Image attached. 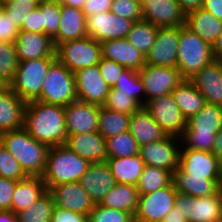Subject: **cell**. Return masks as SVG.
<instances>
[{
	"label": "cell",
	"mask_w": 222,
	"mask_h": 222,
	"mask_svg": "<svg viewBox=\"0 0 222 222\" xmlns=\"http://www.w3.org/2000/svg\"><path fill=\"white\" fill-rule=\"evenodd\" d=\"M23 128L35 140L49 147L64 145L67 140L65 107L38 100L27 102Z\"/></svg>",
	"instance_id": "obj_1"
},
{
	"label": "cell",
	"mask_w": 222,
	"mask_h": 222,
	"mask_svg": "<svg viewBox=\"0 0 222 222\" xmlns=\"http://www.w3.org/2000/svg\"><path fill=\"white\" fill-rule=\"evenodd\" d=\"M3 146L19 162L29 176H42L46 168L49 146L31 137L21 129L1 133Z\"/></svg>",
	"instance_id": "obj_2"
},
{
	"label": "cell",
	"mask_w": 222,
	"mask_h": 222,
	"mask_svg": "<svg viewBox=\"0 0 222 222\" xmlns=\"http://www.w3.org/2000/svg\"><path fill=\"white\" fill-rule=\"evenodd\" d=\"M222 128V106L206 103L187 120L181 140V149H196L212 153L216 134Z\"/></svg>",
	"instance_id": "obj_3"
},
{
	"label": "cell",
	"mask_w": 222,
	"mask_h": 222,
	"mask_svg": "<svg viewBox=\"0 0 222 222\" xmlns=\"http://www.w3.org/2000/svg\"><path fill=\"white\" fill-rule=\"evenodd\" d=\"M90 163L71 151L65 144L49 147L42 179L49 190L63 183L76 182L87 171Z\"/></svg>",
	"instance_id": "obj_4"
},
{
	"label": "cell",
	"mask_w": 222,
	"mask_h": 222,
	"mask_svg": "<svg viewBox=\"0 0 222 222\" xmlns=\"http://www.w3.org/2000/svg\"><path fill=\"white\" fill-rule=\"evenodd\" d=\"M214 60L212 46L185 26H180L176 68L184 80H190Z\"/></svg>",
	"instance_id": "obj_5"
},
{
	"label": "cell",
	"mask_w": 222,
	"mask_h": 222,
	"mask_svg": "<svg viewBox=\"0 0 222 222\" xmlns=\"http://www.w3.org/2000/svg\"><path fill=\"white\" fill-rule=\"evenodd\" d=\"M55 60L56 57H42L19 62L9 88L26 103L37 100L42 91L43 80Z\"/></svg>",
	"instance_id": "obj_6"
},
{
	"label": "cell",
	"mask_w": 222,
	"mask_h": 222,
	"mask_svg": "<svg viewBox=\"0 0 222 222\" xmlns=\"http://www.w3.org/2000/svg\"><path fill=\"white\" fill-rule=\"evenodd\" d=\"M77 99L74 73L56 59L48 69L37 100L65 107Z\"/></svg>",
	"instance_id": "obj_7"
},
{
	"label": "cell",
	"mask_w": 222,
	"mask_h": 222,
	"mask_svg": "<svg viewBox=\"0 0 222 222\" xmlns=\"http://www.w3.org/2000/svg\"><path fill=\"white\" fill-rule=\"evenodd\" d=\"M55 54L56 59L73 73L98 65L102 58L100 42L89 36L57 45Z\"/></svg>",
	"instance_id": "obj_8"
},
{
	"label": "cell",
	"mask_w": 222,
	"mask_h": 222,
	"mask_svg": "<svg viewBox=\"0 0 222 222\" xmlns=\"http://www.w3.org/2000/svg\"><path fill=\"white\" fill-rule=\"evenodd\" d=\"M174 208L179 210L188 222L222 218V188L216 194L206 197H192L177 192Z\"/></svg>",
	"instance_id": "obj_9"
},
{
	"label": "cell",
	"mask_w": 222,
	"mask_h": 222,
	"mask_svg": "<svg viewBox=\"0 0 222 222\" xmlns=\"http://www.w3.org/2000/svg\"><path fill=\"white\" fill-rule=\"evenodd\" d=\"M144 107L166 136L176 138L182 136L187 120L180 111L172 94L151 99Z\"/></svg>",
	"instance_id": "obj_10"
},
{
	"label": "cell",
	"mask_w": 222,
	"mask_h": 222,
	"mask_svg": "<svg viewBox=\"0 0 222 222\" xmlns=\"http://www.w3.org/2000/svg\"><path fill=\"white\" fill-rule=\"evenodd\" d=\"M177 191L173 183L154 192L139 195L134 222H157L164 220L174 207Z\"/></svg>",
	"instance_id": "obj_11"
},
{
	"label": "cell",
	"mask_w": 222,
	"mask_h": 222,
	"mask_svg": "<svg viewBox=\"0 0 222 222\" xmlns=\"http://www.w3.org/2000/svg\"><path fill=\"white\" fill-rule=\"evenodd\" d=\"M180 151V138L171 136H166L160 141H153L140 147V155L145 165L160 167L172 173L179 167Z\"/></svg>",
	"instance_id": "obj_12"
},
{
	"label": "cell",
	"mask_w": 222,
	"mask_h": 222,
	"mask_svg": "<svg viewBox=\"0 0 222 222\" xmlns=\"http://www.w3.org/2000/svg\"><path fill=\"white\" fill-rule=\"evenodd\" d=\"M139 74L144 84L146 103L156 97L171 94L184 80L176 67H156L145 64Z\"/></svg>",
	"instance_id": "obj_13"
},
{
	"label": "cell",
	"mask_w": 222,
	"mask_h": 222,
	"mask_svg": "<svg viewBox=\"0 0 222 222\" xmlns=\"http://www.w3.org/2000/svg\"><path fill=\"white\" fill-rule=\"evenodd\" d=\"M87 34L98 42L126 38L133 21L111 11L87 17Z\"/></svg>",
	"instance_id": "obj_14"
},
{
	"label": "cell",
	"mask_w": 222,
	"mask_h": 222,
	"mask_svg": "<svg viewBox=\"0 0 222 222\" xmlns=\"http://www.w3.org/2000/svg\"><path fill=\"white\" fill-rule=\"evenodd\" d=\"M180 27L159 28L155 43L145 56V64L156 67H176Z\"/></svg>",
	"instance_id": "obj_15"
},
{
	"label": "cell",
	"mask_w": 222,
	"mask_h": 222,
	"mask_svg": "<svg viewBox=\"0 0 222 222\" xmlns=\"http://www.w3.org/2000/svg\"><path fill=\"white\" fill-rule=\"evenodd\" d=\"M78 100L103 106L110 87L100 73L98 65L74 73Z\"/></svg>",
	"instance_id": "obj_16"
},
{
	"label": "cell",
	"mask_w": 222,
	"mask_h": 222,
	"mask_svg": "<svg viewBox=\"0 0 222 222\" xmlns=\"http://www.w3.org/2000/svg\"><path fill=\"white\" fill-rule=\"evenodd\" d=\"M179 168L190 176L222 179V162L210 152L181 149Z\"/></svg>",
	"instance_id": "obj_17"
},
{
	"label": "cell",
	"mask_w": 222,
	"mask_h": 222,
	"mask_svg": "<svg viewBox=\"0 0 222 222\" xmlns=\"http://www.w3.org/2000/svg\"><path fill=\"white\" fill-rule=\"evenodd\" d=\"M142 15L158 28L184 26L186 17L177 0H148L142 4Z\"/></svg>",
	"instance_id": "obj_18"
},
{
	"label": "cell",
	"mask_w": 222,
	"mask_h": 222,
	"mask_svg": "<svg viewBox=\"0 0 222 222\" xmlns=\"http://www.w3.org/2000/svg\"><path fill=\"white\" fill-rule=\"evenodd\" d=\"M48 191L56 207L88 215L95 206L94 201L79 181L59 184Z\"/></svg>",
	"instance_id": "obj_19"
},
{
	"label": "cell",
	"mask_w": 222,
	"mask_h": 222,
	"mask_svg": "<svg viewBox=\"0 0 222 222\" xmlns=\"http://www.w3.org/2000/svg\"><path fill=\"white\" fill-rule=\"evenodd\" d=\"M99 106L80 100L65 106L66 133L76 135L98 132Z\"/></svg>",
	"instance_id": "obj_20"
},
{
	"label": "cell",
	"mask_w": 222,
	"mask_h": 222,
	"mask_svg": "<svg viewBox=\"0 0 222 222\" xmlns=\"http://www.w3.org/2000/svg\"><path fill=\"white\" fill-rule=\"evenodd\" d=\"M15 48L19 62L42 57H56L53 39L44 33L19 31L15 40Z\"/></svg>",
	"instance_id": "obj_21"
},
{
	"label": "cell",
	"mask_w": 222,
	"mask_h": 222,
	"mask_svg": "<svg viewBox=\"0 0 222 222\" xmlns=\"http://www.w3.org/2000/svg\"><path fill=\"white\" fill-rule=\"evenodd\" d=\"M100 44L104 59L114 61L126 69L137 72L145 65V56L126 38L106 40Z\"/></svg>",
	"instance_id": "obj_22"
},
{
	"label": "cell",
	"mask_w": 222,
	"mask_h": 222,
	"mask_svg": "<svg viewBox=\"0 0 222 222\" xmlns=\"http://www.w3.org/2000/svg\"><path fill=\"white\" fill-rule=\"evenodd\" d=\"M190 81L205 97L206 103L222 106V61L214 59Z\"/></svg>",
	"instance_id": "obj_23"
},
{
	"label": "cell",
	"mask_w": 222,
	"mask_h": 222,
	"mask_svg": "<svg viewBox=\"0 0 222 222\" xmlns=\"http://www.w3.org/2000/svg\"><path fill=\"white\" fill-rule=\"evenodd\" d=\"M65 145L89 163L107 161L106 141L99 132L69 135Z\"/></svg>",
	"instance_id": "obj_24"
},
{
	"label": "cell",
	"mask_w": 222,
	"mask_h": 222,
	"mask_svg": "<svg viewBox=\"0 0 222 222\" xmlns=\"http://www.w3.org/2000/svg\"><path fill=\"white\" fill-rule=\"evenodd\" d=\"M79 182L95 204L116 185L107 162L90 163Z\"/></svg>",
	"instance_id": "obj_25"
},
{
	"label": "cell",
	"mask_w": 222,
	"mask_h": 222,
	"mask_svg": "<svg viewBox=\"0 0 222 222\" xmlns=\"http://www.w3.org/2000/svg\"><path fill=\"white\" fill-rule=\"evenodd\" d=\"M86 22L87 17L82 9L61 4L60 25L57 35L53 38L55 47L88 36Z\"/></svg>",
	"instance_id": "obj_26"
},
{
	"label": "cell",
	"mask_w": 222,
	"mask_h": 222,
	"mask_svg": "<svg viewBox=\"0 0 222 222\" xmlns=\"http://www.w3.org/2000/svg\"><path fill=\"white\" fill-rule=\"evenodd\" d=\"M26 102L8 85L0 90V133L23 127Z\"/></svg>",
	"instance_id": "obj_27"
},
{
	"label": "cell",
	"mask_w": 222,
	"mask_h": 222,
	"mask_svg": "<svg viewBox=\"0 0 222 222\" xmlns=\"http://www.w3.org/2000/svg\"><path fill=\"white\" fill-rule=\"evenodd\" d=\"M172 183L177 192L192 197H206L216 194L222 188V179L190 176L179 167L173 172Z\"/></svg>",
	"instance_id": "obj_28"
},
{
	"label": "cell",
	"mask_w": 222,
	"mask_h": 222,
	"mask_svg": "<svg viewBox=\"0 0 222 222\" xmlns=\"http://www.w3.org/2000/svg\"><path fill=\"white\" fill-rule=\"evenodd\" d=\"M48 191L42 176H27L17 181L12 196L11 211L14 213L28 209Z\"/></svg>",
	"instance_id": "obj_29"
},
{
	"label": "cell",
	"mask_w": 222,
	"mask_h": 222,
	"mask_svg": "<svg viewBox=\"0 0 222 222\" xmlns=\"http://www.w3.org/2000/svg\"><path fill=\"white\" fill-rule=\"evenodd\" d=\"M184 26L211 46L222 33V21L202 8L188 12Z\"/></svg>",
	"instance_id": "obj_30"
},
{
	"label": "cell",
	"mask_w": 222,
	"mask_h": 222,
	"mask_svg": "<svg viewBox=\"0 0 222 222\" xmlns=\"http://www.w3.org/2000/svg\"><path fill=\"white\" fill-rule=\"evenodd\" d=\"M129 131L140 147L153 141H160L166 137V134L153 120V117L145 107H141L131 114Z\"/></svg>",
	"instance_id": "obj_31"
},
{
	"label": "cell",
	"mask_w": 222,
	"mask_h": 222,
	"mask_svg": "<svg viewBox=\"0 0 222 222\" xmlns=\"http://www.w3.org/2000/svg\"><path fill=\"white\" fill-rule=\"evenodd\" d=\"M116 183L136 186L145 167L140 154L130 157L107 158Z\"/></svg>",
	"instance_id": "obj_32"
},
{
	"label": "cell",
	"mask_w": 222,
	"mask_h": 222,
	"mask_svg": "<svg viewBox=\"0 0 222 222\" xmlns=\"http://www.w3.org/2000/svg\"><path fill=\"white\" fill-rule=\"evenodd\" d=\"M139 193L137 186L123 183L116 185L100 201V205L135 215Z\"/></svg>",
	"instance_id": "obj_33"
},
{
	"label": "cell",
	"mask_w": 222,
	"mask_h": 222,
	"mask_svg": "<svg viewBox=\"0 0 222 222\" xmlns=\"http://www.w3.org/2000/svg\"><path fill=\"white\" fill-rule=\"evenodd\" d=\"M171 94L186 120L196 115L206 104L205 97L190 80H183Z\"/></svg>",
	"instance_id": "obj_34"
},
{
	"label": "cell",
	"mask_w": 222,
	"mask_h": 222,
	"mask_svg": "<svg viewBox=\"0 0 222 222\" xmlns=\"http://www.w3.org/2000/svg\"><path fill=\"white\" fill-rule=\"evenodd\" d=\"M131 115L99 106L98 132L106 139L129 130Z\"/></svg>",
	"instance_id": "obj_35"
},
{
	"label": "cell",
	"mask_w": 222,
	"mask_h": 222,
	"mask_svg": "<svg viewBox=\"0 0 222 222\" xmlns=\"http://www.w3.org/2000/svg\"><path fill=\"white\" fill-rule=\"evenodd\" d=\"M158 27L148 21L140 20L133 22L126 39L146 56L155 43Z\"/></svg>",
	"instance_id": "obj_36"
},
{
	"label": "cell",
	"mask_w": 222,
	"mask_h": 222,
	"mask_svg": "<svg viewBox=\"0 0 222 222\" xmlns=\"http://www.w3.org/2000/svg\"><path fill=\"white\" fill-rule=\"evenodd\" d=\"M173 173L160 168L145 165L136 185L139 195L154 192L172 184Z\"/></svg>",
	"instance_id": "obj_37"
},
{
	"label": "cell",
	"mask_w": 222,
	"mask_h": 222,
	"mask_svg": "<svg viewBox=\"0 0 222 222\" xmlns=\"http://www.w3.org/2000/svg\"><path fill=\"white\" fill-rule=\"evenodd\" d=\"M113 88L133 98L141 107L145 106L146 94L139 72L125 68Z\"/></svg>",
	"instance_id": "obj_38"
},
{
	"label": "cell",
	"mask_w": 222,
	"mask_h": 222,
	"mask_svg": "<svg viewBox=\"0 0 222 222\" xmlns=\"http://www.w3.org/2000/svg\"><path fill=\"white\" fill-rule=\"evenodd\" d=\"M54 207L53 197L47 191L28 209L21 210L16 214L19 222H51Z\"/></svg>",
	"instance_id": "obj_39"
},
{
	"label": "cell",
	"mask_w": 222,
	"mask_h": 222,
	"mask_svg": "<svg viewBox=\"0 0 222 222\" xmlns=\"http://www.w3.org/2000/svg\"><path fill=\"white\" fill-rule=\"evenodd\" d=\"M105 141L108 158L130 157L140 154V146L129 130L106 138Z\"/></svg>",
	"instance_id": "obj_40"
},
{
	"label": "cell",
	"mask_w": 222,
	"mask_h": 222,
	"mask_svg": "<svg viewBox=\"0 0 222 222\" xmlns=\"http://www.w3.org/2000/svg\"><path fill=\"white\" fill-rule=\"evenodd\" d=\"M15 43L0 42V80L9 85L18 67Z\"/></svg>",
	"instance_id": "obj_41"
},
{
	"label": "cell",
	"mask_w": 222,
	"mask_h": 222,
	"mask_svg": "<svg viewBox=\"0 0 222 222\" xmlns=\"http://www.w3.org/2000/svg\"><path fill=\"white\" fill-rule=\"evenodd\" d=\"M42 33L52 39L57 35L61 18V4L58 0L41 2Z\"/></svg>",
	"instance_id": "obj_42"
},
{
	"label": "cell",
	"mask_w": 222,
	"mask_h": 222,
	"mask_svg": "<svg viewBox=\"0 0 222 222\" xmlns=\"http://www.w3.org/2000/svg\"><path fill=\"white\" fill-rule=\"evenodd\" d=\"M103 106L111 111L127 115H131L141 108L133 98L120 93V91L115 88L109 89L106 102Z\"/></svg>",
	"instance_id": "obj_43"
},
{
	"label": "cell",
	"mask_w": 222,
	"mask_h": 222,
	"mask_svg": "<svg viewBox=\"0 0 222 222\" xmlns=\"http://www.w3.org/2000/svg\"><path fill=\"white\" fill-rule=\"evenodd\" d=\"M88 222H134V216L97 203L88 214Z\"/></svg>",
	"instance_id": "obj_44"
},
{
	"label": "cell",
	"mask_w": 222,
	"mask_h": 222,
	"mask_svg": "<svg viewBox=\"0 0 222 222\" xmlns=\"http://www.w3.org/2000/svg\"><path fill=\"white\" fill-rule=\"evenodd\" d=\"M0 176L15 181H20L28 176L4 146L0 150Z\"/></svg>",
	"instance_id": "obj_45"
},
{
	"label": "cell",
	"mask_w": 222,
	"mask_h": 222,
	"mask_svg": "<svg viewBox=\"0 0 222 222\" xmlns=\"http://www.w3.org/2000/svg\"><path fill=\"white\" fill-rule=\"evenodd\" d=\"M110 11L133 22L143 19L142 4L138 0H113Z\"/></svg>",
	"instance_id": "obj_46"
},
{
	"label": "cell",
	"mask_w": 222,
	"mask_h": 222,
	"mask_svg": "<svg viewBox=\"0 0 222 222\" xmlns=\"http://www.w3.org/2000/svg\"><path fill=\"white\" fill-rule=\"evenodd\" d=\"M38 5L33 3H18L16 1L5 2L2 0V11L20 29L27 14Z\"/></svg>",
	"instance_id": "obj_47"
},
{
	"label": "cell",
	"mask_w": 222,
	"mask_h": 222,
	"mask_svg": "<svg viewBox=\"0 0 222 222\" xmlns=\"http://www.w3.org/2000/svg\"><path fill=\"white\" fill-rule=\"evenodd\" d=\"M98 67L101 75L110 88L115 86L118 77L125 69V67L121 66L120 64L104 58H101L100 62L98 63Z\"/></svg>",
	"instance_id": "obj_48"
},
{
	"label": "cell",
	"mask_w": 222,
	"mask_h": 222,
	"mask_svg": "<svg viewBox=\"0 0 222 222\" xmlns=\"http://www.w3.org/2000/svg\"><path fill=\"white\" fill-rule=\"evenodd\" d=\"M20 29L12 23V20L1 11L0 13V42H13L15 43L16 37Z\"/></svg>",
	"instance_id": "obj_49"
},
{
	"label": "cell",
	"mask_w": 222,
	"mask_h": 222,
	"mask_svg": "<svg viewBox=\"0 0 222 222\" xmlns=\"http://www.w3.org/2000/svg\"><path fill=\"white\" fill-rule=\"evenodd\" d=\"M16 182L15 180L0 176V210H11Z\"/></svg>",
	"instance_id": "obj_50"
},
{
	"label": "cell",
	"mask_w": 222,
	"mask_h": 222,
	"mask_svg": "<svg viewBox=\"0 0 222 222\" xmlns=\"http://www.w3.org/2000/svg\"><path fill=\"white\" fill-rule=\"evenodd\" d=\"M20 31H30L32 33H42L41 3L27 14Z\"/></svg>",
	"instance_id": "obj_51"
},
{
	"label": "cell",
	"mask_w": 222,
	"mask_h": 222,
	"mask_svg": "<svg viewBox=\"0 0 222 222\" xmlns=\"http://www.w3.org/2000/svg\"><path fill=\"white\" fill-rule=\"evenodd\" d=\"M51 222H88V215L54 207Z\"/></svg>",
	"instance_id": "obj_52"
},
{
	"label": "cell",
	"mask_w": 222,
	"mask_h": 222,
	"mask_svg": "<svg viewBox=\"0 0 222 222\" xmlns=\"http://www.w3.org/2000/svg\"><path fill=\"white\" fill-rule=\"evenodd\" d=\"M113 0H86L82 11L86 17L110 11Z\"/></svg>",
	"instance_id": "obj_53"
},
{
	"label": "cell",
	"mask_w": 222,
	"mask_h": 222,
	"mask_svg": "<svg viewBox=\"0 0 222 222\" xmlns=\"http://www.w3.org/2000/svg\"><path fill=\"white\" fill-rule=\"evenodd\" d=\"M202 9L222 21V0H204Z\"/></svg>",
	"instance_id": "obj_54"
},
{
	"label": "cell",
	"mask_w": 222,
	"mask_h": 222,
	"mask_svg": "<svg viewBox=\"0 0 222 222\" xmlns=\"http://www.w3.org/2000/svg\"><path fill=\"white\" fill-rule=\"evenodd\" d=\"M182 10L187 14L193 10L202 8L204 0H177Z\"/></svg>",
	"instance_id": "obj_55"
},
{
	"label": "cell",
	"mask_w": 222,
	"mask_h": 222,
	"mask_svg": "<svg viewBox=\"0 0 222 222\" xmlns=\"http://www.w3.org/2000/svg\"><path fill=\"white\" fill-rule=\"evenodd\" d=\"M165 222H188L184 215L174 207L168 212L164 218Z\"/></svg>",
	"instance_id": "obj_56"
},
{
	"label": "cell",
	"mask_w": 222,
	"mask_h": 222,
	"mask_svg": "<svg viewBox=\"0 0 222 222\" xmlns=\"http://www.w3.org/2000/svg\"><path fill=\"white\" fill-rule=\"evenodd\" d=\"M212 153L222 162V128L216 134V138L214 140Z\"/></svg>",
	"instance_id": "obj_57"
},
{
	"label": "cell",
	"mask_w": 222,
	"mask_h": 222,
	"mask_svg": "<svg viewBox=\"0 0 222 222\" xmlns=\"http://www.w3.org/2000/svg\"><path fill=\"white\" fill-rule=\"evenodd\" d=\"M212 54L215 60L222 61V33L216 38L212 45Z\"/></svg>",
	"instance_id": "obj_58"
},
{
	"label": "cell",
	"mask_w": 222,
	"mask_h": 222,
	"mask_svg": "<svg viewBox=\"0 0 222 222\" xmlns=\"http://www.w3.org/2000/svg\"><path fill=\"white\" fill-rule=\"evenodd\" d=\"M0 222H19L17 214L11 210H0Z\"/></svg>",
	"instance_id": "obj_59"
},
{
	"label": "cell",
	"mask_w": 222,
	"mask_h": 222,
	"mask_svg": "<svg viewBox=\"0 0 222 222\" xmlns=\"http://www.w3.org/2000/svg\"><path fill=\"white\" fill-rule=\"evenodd\" d=\"M60 4L82 9L86 0H58Z\"/></svg>",
	"instance_id": "obj_60"
},
{
	"label": "cell",
	"mask_w": 222,
	"mask_h": 222,
	"mask_svg": "<svg viewBox=\"0 0 222 222\" xmlns=\"http://www.w3.org/2000/svg\"><path fill=\"white\" fill-rule=\"evenodd\" d=\"M5 2H13L16 1L18 3H33V4H40L43 0H3Z\"/></svg>",
	"instance_id": "obj_61"
},
{
	"label": "cell",
	"mask_w": 222,
	"mask_h": 222,
	"mask_svg": "<svg viewBox=\"0 0 222 222\" xmlns=\"http://www.w3.org/2000/svg\"><path fill=\"white\" fill-rule=\"evenodd\" d=\"M206 222H222V218L206 221Z\"/></svg>",
	"instance_id": "obj_62"
},
{
	"label": "cell",
	"mask_w": 222,
	"mask_h": 222,
	"mask_svg": "<svg viewBox=\"0 0 222 222\" xmlns=\"http://www.w3.org/2000/svg\"><path fill=\"white\" fill-rule=\"evenodd\" d=\"M5 86H6V84H4V82H2V81L0 80V90H2Z\"/></svg>",
	"instance_id": "obj_63"
},
{
	"label": "cell",
	"mask_w": 222,
	"mask_h": 222,
	"mask_svg": "<svg viewBox=\"0 0 222 222\" xmlns=\"http://www.w3.org/2000/svg\"><path fill=\"white\" fill-rule=\"evenodd\" d=\"M3 147V141H2V137H1V133H0V150Z\"/></svg>",
	"instance_id": "obj_64"
},
{
	"label": "cell",
	"mask_w": 222,
	"mask_h": 222,
	"mask_svg": "<svg viewBox=\"0 0 222 222\" xmlns=\"http://www.w3.org/2000/svg\"><path fill=\"white\" fill-rule=\"evenodd\" d=\"M141 4H144L148 0H138Z\"/></svg>",
	"instance_id": "obj_65"
},
{
	"label": "cell",
	"mask_w": 222,
	"mask_h": 222,
	"mask_svg": "<svg viewBox=\"0 0 222 222\" xmlns=\"http://www.w3.org/2000/svg\"><path fill=\"white\" fill-rule=\"evenodd\" d=\"M2 11V1H0V13Z\"/></svg>",
	"instance_id": "obj_66"
}]
</instances>
